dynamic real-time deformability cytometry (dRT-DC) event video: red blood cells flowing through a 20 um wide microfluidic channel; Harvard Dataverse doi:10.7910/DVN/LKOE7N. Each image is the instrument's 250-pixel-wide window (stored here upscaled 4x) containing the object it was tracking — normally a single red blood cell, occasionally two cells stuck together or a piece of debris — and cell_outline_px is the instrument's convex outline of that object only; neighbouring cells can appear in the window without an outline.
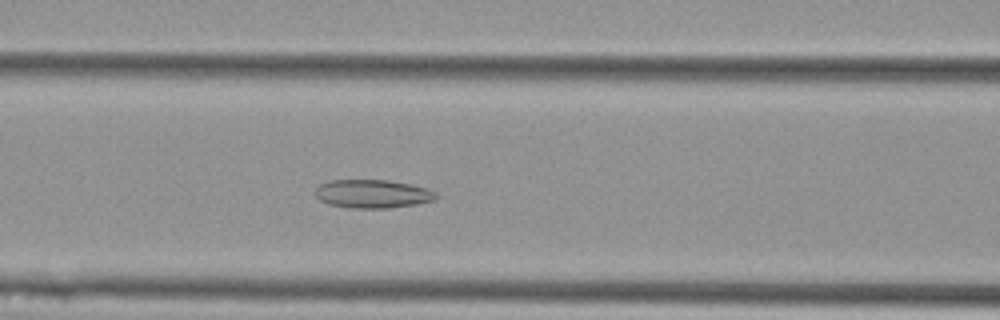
{"species": "Egyptian fruit bat (a non-hibernating species)", "species_latin": "Rousettus aegyptiacus", "temperature_condition": "cold", "stored_images_in_passage": 54, "camera_frame_rate_fps": 3000, "um_per_image_px": 0.085, "animal": {"sex": "female"}, "frame": {"image": 1, "passage_image": 20, "time_ms": 6.333, "image_size_px": [1000, 320], "cell_outline_px": [[436, 200], [416, 204], [388, 208], [352, 208], [328, 204], [320, 200], [316, 196], [316, 188], [320, 184], [328, 180], [388, 180], [408, 184], [424, 188], [436, 192]], "centroid_in_image_um": [31.64, 16.48], "position_along_channel_um": 135.0, "area_um2": 19.88}}
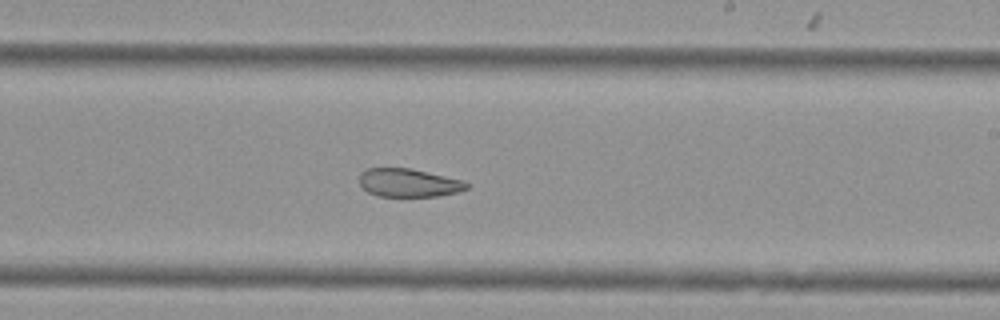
{"frame": {"image": 2, "passage_image": 30, "time_ms": 9.667, "image_size_px": [1000, 320], "cell_outline_px": [[468, 188], [460, 192], [440, 196], [376, 196], [368, 192], [360, 184], [360, 172], [368, 168], [408, 168], [464, 180], [468, 184]], "centroid_in_image_um": [34.75, 15.54], "position_along_channel_um": 254.3, "area_um2": 17.69}}
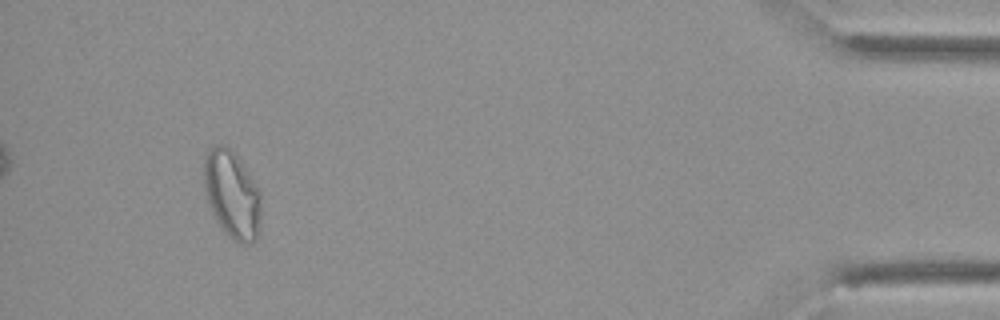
{"frame": {"image": 3, "passage_image": 49, "time_ms": 16.0, "image_size_px": [1000, 320], "cell_outline_px": [[260, 228], [256, 240], [252, 244], [240, 244], [228, 236], [224, 232], [212, 212], [204, 192], [204, 164], [208, 152], [216, 144], [224, 144], [240, 160], [260, 192]], "centroid_in_image_um": [19.73, 16.59], "position_along_channel_um": 415.5, "area_um2": 28.96}, "authors_computed_cell_mechanics": {"area_um2": 24.9985, "velocity_mm_per_s": 3.5967, "shape_relaxation_time_tau1_ms": null, "shape_relaxation_time_tau2_ms": 4.0428, "deformation_change_tau1": null, "deformation_change_tau2": 0.1131}}